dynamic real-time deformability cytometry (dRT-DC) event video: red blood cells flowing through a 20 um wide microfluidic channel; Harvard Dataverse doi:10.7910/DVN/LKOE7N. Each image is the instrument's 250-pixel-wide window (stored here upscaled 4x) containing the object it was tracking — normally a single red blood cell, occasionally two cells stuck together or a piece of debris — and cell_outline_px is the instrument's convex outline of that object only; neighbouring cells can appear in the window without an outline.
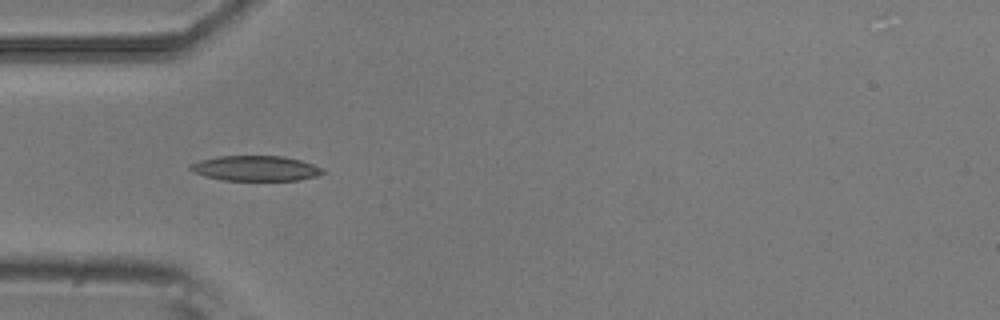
{"species": "common noctule bat (a hibernating species)", "species_latin": "Nyctalus noctula", "temperature_condition": "room temperature", "stored_images_in_passage": 8, "camera_frame_rate_fps": 3000, "um_per_image_px": 0.085, "animal": {"sex": "male", "body_mass_g": 20.5, "forearm_length_mm": 52.5}, "frame": {"image": 1, "passage_image": 4, "time_ms": 1.0, "image_size_px": [1000, 320], "cell_outline_px": [[324, 172], [316, 176], [300, 180], [224, 180], [192, 172], [188, 168], [188, 164], [200, 160], [220, 156], [284, 156], [300, 160], [324, 168]], "centroid_in_image_um": [21.72, 14.3], "position_along_channel_um": 63.3, "area_um2": 19.36}}
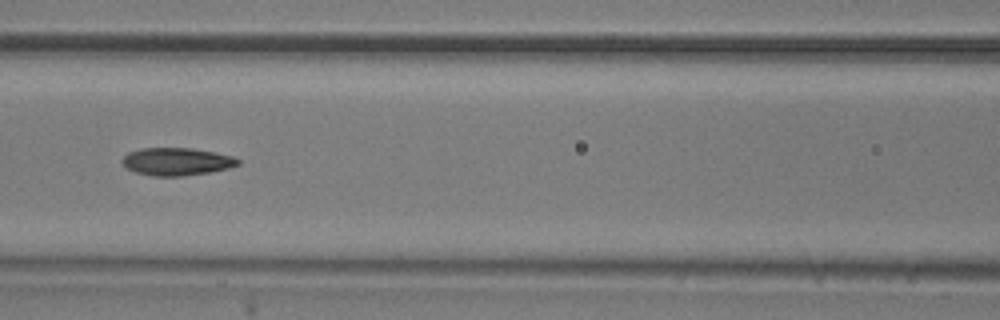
{"frame": {"image": 2, "passage_image": 6, "time_ms": 1.667, "image_size_px": [1000, 320], "cell_outline_px": [[240, 164], [228, 168], [208, 172], [180, 176], [152, 176], [136, 172], [128, 168], [120, 160], [128, 152], [140, 148], [192, 148], [232, 156], [240, 160]], "centroid_in_image_um": [14.99, 13.73], "position_along_channel_um": 151.6, "area_um2": 18.5}}
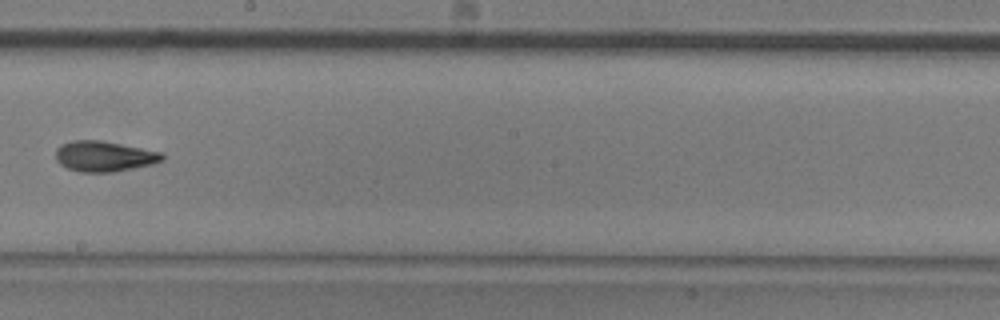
{"frame": {"image": 3, "passage_image": 8, "time_ms": 2.333, "image_size_px": [1000, 320], "cell_outline_px": [[164, 160], [152, 164], [116, 172], [80, 172], [68, 168], [60, 164], [56, 160], [56, 148], [60, 144], [72, 140], [100, 140], [160, 152], [164, 156]], "centroid_in_image_um": [8.82, 13.29], "position_along_channel_um": 239.4, "area_um2": 18.9}}